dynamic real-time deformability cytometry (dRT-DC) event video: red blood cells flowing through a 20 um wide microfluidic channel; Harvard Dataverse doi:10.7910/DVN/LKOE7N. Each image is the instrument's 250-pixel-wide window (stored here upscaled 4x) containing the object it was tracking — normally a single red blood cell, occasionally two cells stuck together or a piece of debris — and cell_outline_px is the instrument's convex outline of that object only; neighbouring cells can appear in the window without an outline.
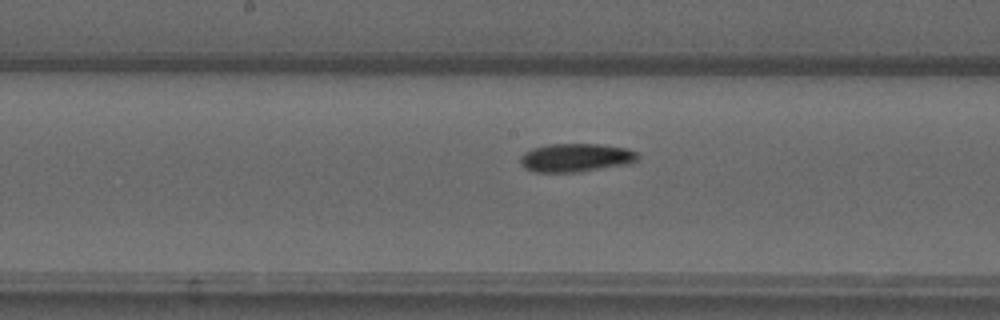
{"species": "common noctule bat (a hibernating species)", "species_latin": "Nyctalus noctula", "temperature_condition": "warm", "stored_images_in_passage": 53, "camera_frame_rate_fps": 3000, "um_per_image_px": 0.085, "animal": {"sex": "male", "forearm_length_mm": 52.5}, "frame": {"image": 1, "passage_image": 28, "time_ms": 9.0, "image_size_px": [1000, 320], "cell_outline_px": [[640, 156], [636, 160], [628, 164], [580, 172], [532, 172], [524, 168], [520, 164], [520, 156], [524, 152], [532, 148], [548, 144], [600, 144], [628, 148], [636, 152]], "centroid_in_image_um": [48.92, 13.4], "position_along_channel_um": 199.3, "area_um2": 19.71}}
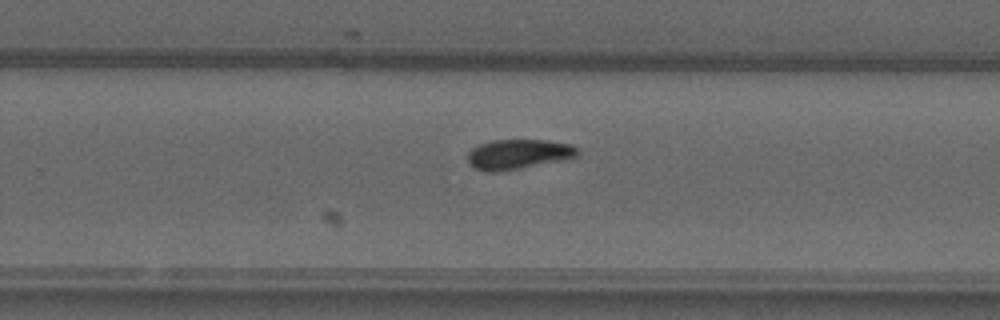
{"frame": {"image": 2, "passage_image": 35, "time_ms": 11.333, "image_size_px": [1000, 320], "cell_outline_px": [[580, 152], [576, 156], [568, 160], [500, 172], [484, 172], [472, 168], [468, 160], [468, 152], [472, 148], [480, 144], [492, 140], [548, 140], [572, 144], [580, 148]], "centroid_in_image_um": [44.1, 13.12], "position_along_channel_um": 285.7, "area_um2": 19.71}}
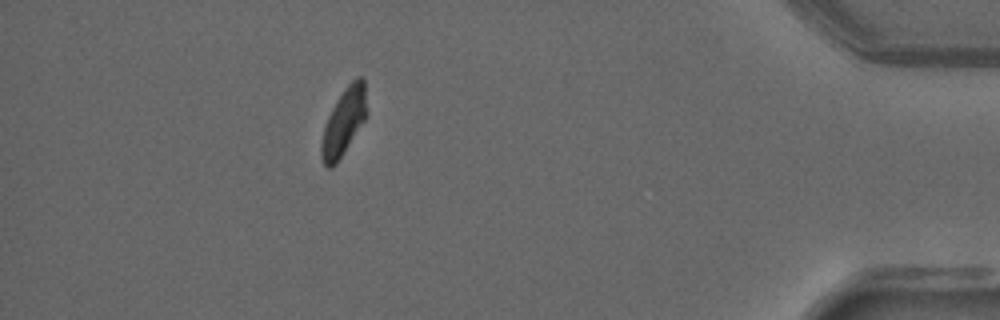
{"frame": {"image": 3, "passage_image": 49, "time_ms": 16.0, "image_size_px": [1000, 320], "cell_outline_px": [[368, 116], [336, 164], [332, 168], [328, 168], [324, 164], [320, 156], [320, 144], [324, 128], [328, 116], [332, 108], [344, 88], [356, 76], [360, 76], [364, 80], [368, 112]], "centroid_in_image_um": [29.24, 10.35], "position_along_channel_um": 406.0, "area_um2": 17.92}}